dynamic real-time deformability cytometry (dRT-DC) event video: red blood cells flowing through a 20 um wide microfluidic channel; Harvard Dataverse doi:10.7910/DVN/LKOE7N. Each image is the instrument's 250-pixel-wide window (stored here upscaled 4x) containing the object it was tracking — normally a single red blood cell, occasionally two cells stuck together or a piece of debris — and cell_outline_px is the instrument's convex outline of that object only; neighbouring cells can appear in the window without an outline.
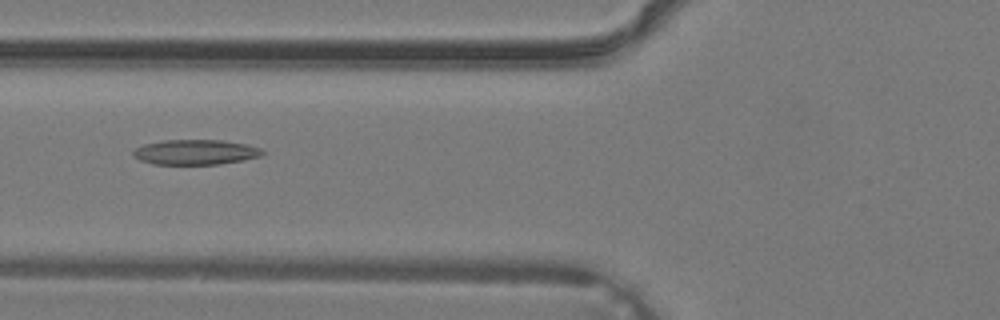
{"species": "common noctule bat (a hibernating species)", "species_latin": "Nyctalus noctula", "temperature_condition": "warm", "stored_images_in_passage": 39, "camera_frame_rate_fps": 3000, "um_per_image_px": 0.085, "animal": {"sex": "male", "body_mass_g": 19.2, "forearm_length_mm": 51.8}, "frame": {"image": 1, "passage_image": 16, "time_ms": 5.0, "image_size_px": [1000, 320], "cell_outline_px": [[264, 152], [260, 156], [244, 160], [216, 164], [152, 164], [140, 160], [132, 152], [136, 148], [144, 144], [164, 140], [220, 140], [244, 144], [260, 148]], "centroid_in_image_um": [16.6, 12.93], "position_along_channel_um": 109.2, "area_um2": 18.61}}
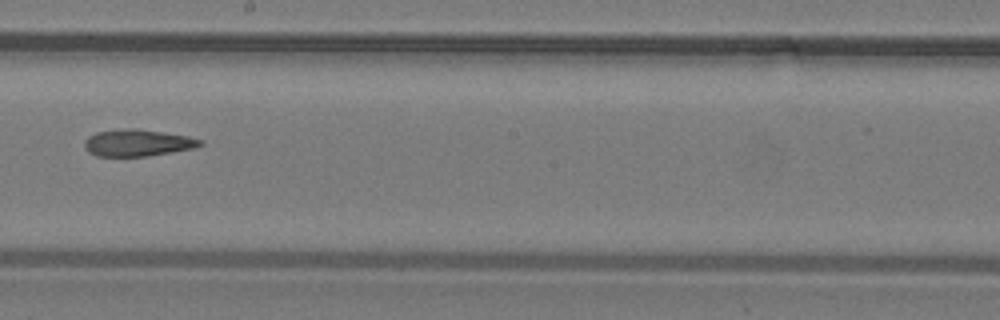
{"frame": {"image": 2, "passage_image": 23, "time_ms": 7.333, "image_size_px": [1000, 320], "cell_outline_px": [[204, 144], [192, 148], [172, 152], [148, 156], [96, 156], [88, 152], [84, 148], [84, 140], [88, 136], [96, 132], [128, 128], [132, 128], [188, 136], [204, 140]], "centroid_in_image_um": [11.67, 12.15], "position_along_channel_um": 236.5, "area_um2": 18.03}}
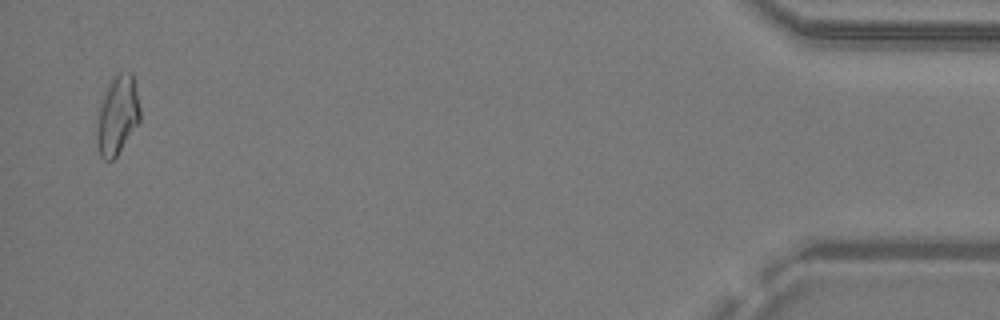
{"frame": {"image": 3, "passage_image": 38, "time_ms": 12.333, "image_size_px": [1000, 320], "cell_outline_px": [[140, 120], [116, 156], [112, 160], [104, 160], [100, 156], [96, 140], [96, 128], [100, 108], [108, 84], [112, 76], [120, 72], [132, 72], [140, 108]], "centroid_in_image_um": [9.97, 9.79], "position_along_channel_um": 425.2, "area_um2": 19.59}}